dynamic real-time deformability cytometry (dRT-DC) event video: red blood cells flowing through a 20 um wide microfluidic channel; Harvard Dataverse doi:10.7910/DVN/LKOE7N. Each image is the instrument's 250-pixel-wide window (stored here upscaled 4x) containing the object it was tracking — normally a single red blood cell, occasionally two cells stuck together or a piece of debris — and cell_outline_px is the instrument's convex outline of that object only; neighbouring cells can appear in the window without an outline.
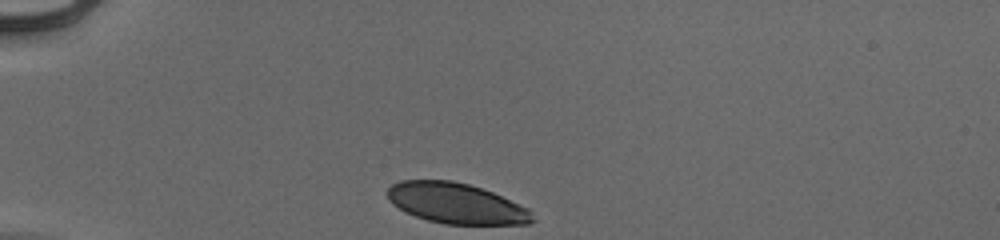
{"species": "human", "species_latin": "Homo sapiens", "temperature_condition": "cold", "stored_images_in_passage": 31, "camera_frame_rate_fps": 3000, "um_per_image_px": 0.085, "donor": {"sex": "male"}, "frame": {"image": 1, "passage_image": 1, "time_ms": 0.0, "image_size_px": [1000, 240], "cell_outline_px": [[536, 220], [528, 224], [444, 224], [428, 220], [404, 212], [392, 204], [388, 200], [384, 192], [392, 184], [400, 180], [452, 180], [468, 184], [492, 192], [528, 208], [532, 212]], "centroid_in_image_um": [38.74, 17.28], "position_along_channel_um": 46.3, "area_um2": 34.45}}
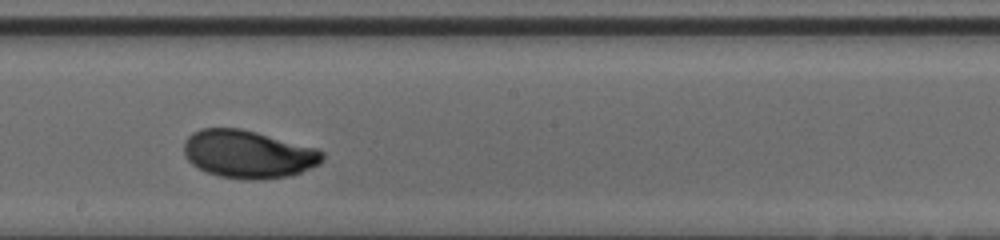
{"frame": {"image": 2, "passage_image": 18, "time_ms": 5.667, "image_size_px": [1000, 240], "cell_outline_px": [[324, 160], [320, 164], [300, 172], [288, 176], [264, 180], [252, 180], [220, 176], [208, 172], [192, 164], [184, 156], [184, 140], [192, 132], [200, 128], [240, 128], [256, 132], [316, 148], [324, 152]], "centroid_in_image_um": [21.09, 13.1], "position_along_channel_um": 227.1, "area_um2": 38.67}}
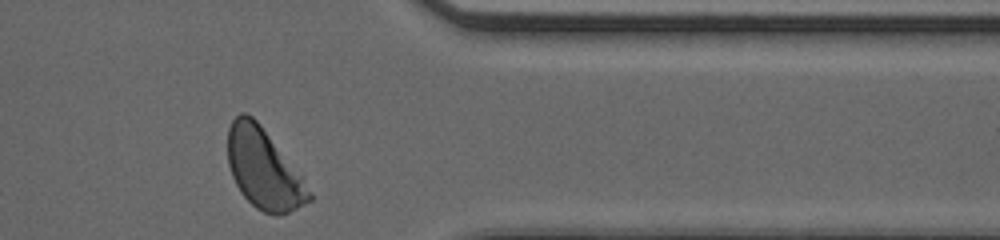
{"frame": {"image": 3, "passage_image": 31, "time_ms": 10.0, "image_size_px": [1000, 240], "cell_outline_px": [[312, 200], [288, 212], [276, 216], [264, 212], [256, 208], [240, 192], [232, 176], [228, 164], [228, 128], [232, 120], [240, 112], [244, 112], [252, 116], [260, 124], [300, 176], [312, 196]], "centroid_in_image_um": [22.36, 14.35], "position_along_channel_um": 389.0, "area_um2": 37.11}, "authors_computed_cell_mechanics": {"area_um2": 37.4544, "velocity_mm_per_s": 3.9139, "shape_relaxation_time_tau1_ms": 2.4615, "shape_relaxation_time_tau2_ms": null, "deformation_change_tau1": 0.1231, "deformation_change_tau2": null}}